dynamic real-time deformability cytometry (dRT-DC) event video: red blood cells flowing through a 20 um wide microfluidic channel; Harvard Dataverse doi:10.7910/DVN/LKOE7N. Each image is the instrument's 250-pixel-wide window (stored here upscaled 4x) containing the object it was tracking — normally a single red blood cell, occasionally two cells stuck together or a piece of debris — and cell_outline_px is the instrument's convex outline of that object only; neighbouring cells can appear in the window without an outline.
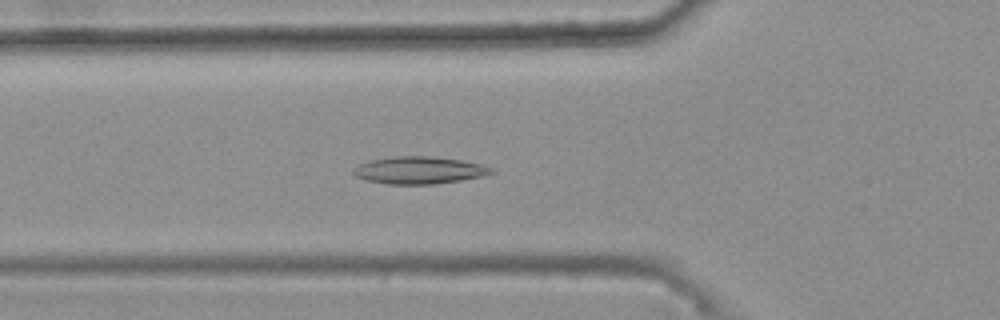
{"species": "common noctule bat (a hibernating species)", "species_latin": "Nyctalus noctula", "temperature_condition": "warm", "stored_images_in_passage": 22, "camera_frame_rate_fps": 3000, "um_per_image_px": 0.085, "animal": {"sex": "female", "body_mass_g": 25.1}, "frame": {"image": 1, "passage_image": 7, "time_ms": 2.0, "image_size_px": [1000, 320], "cell_outline_px": [[496, 172], [484, 176], [436, 184], [388, 184], [368, 180], [356, 176], [352, 172], [352, 168], [360, 164], [372, 160], [396, 156], [428, 156], [460, 160], [480, 164], [496, 168]], "centroid_in_image_um": [35.68, 14.47], "position_along_channel_um": 90.1, "area_um2": 21.85}}
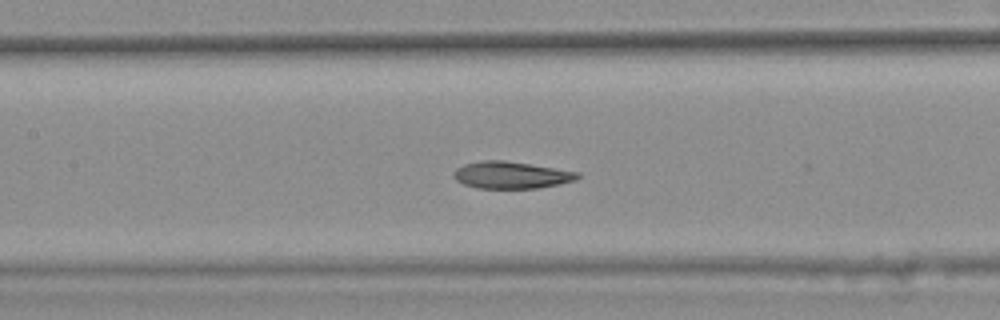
{"frame": {"image": 2, "passage_image": 13, "time_ms": 4.0, "image_size_px": [1000, 320], "cell_outline_px": [[580, 176], [576, 180], [560, 184], [540, 188], [476, 188], [464, 184], [456, 180], [452, 176], [452, 172], [456, 168], [464, 164], [484, 160], [504, 160], [580, 172]], "centroid_in_image_um": [43.44, 14.88], "position_along_channel_um": 164.0, "area_um2": 19.59}}
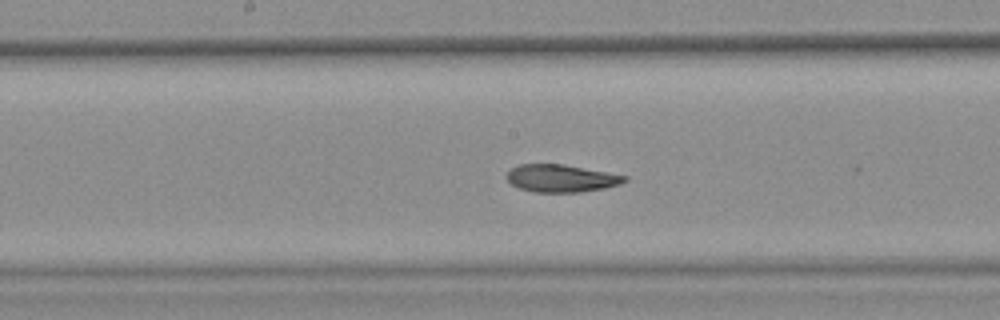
{"frame": {"image": 3, "passage_image": 16, "time_ms": 5.0, "image_size_px": [1000, 320], "cell_outline_px": [[628, 180], [620, 184], [604, 188], [580, 192], [536, 192], [520, 188], [512, 184], [504, 176], [512, 168], [520, 164], [564, 164], [628, 176]], "centroid_in_image_um": [47.71, 15.15], "position_along_channel_um": 200.5, "area_um2": 18.84}}